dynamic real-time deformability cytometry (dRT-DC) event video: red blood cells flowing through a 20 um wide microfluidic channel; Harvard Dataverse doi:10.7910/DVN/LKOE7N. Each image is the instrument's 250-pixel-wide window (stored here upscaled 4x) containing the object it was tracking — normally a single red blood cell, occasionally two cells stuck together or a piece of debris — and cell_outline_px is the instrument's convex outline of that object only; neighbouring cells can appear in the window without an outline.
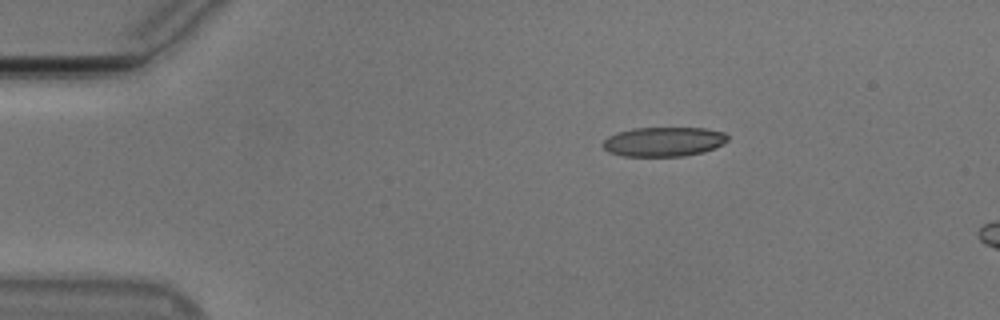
{"species": "Egyptian fruit bat (a non-hibernating species)", "species_latin": "Rousettus aegyptiacus", "temperature_condition": "cold", "stored_images_in_passage": 6, "camera_frame_rate_fps": 3000, "um_per_image_px": 0.085, "animal": {"sex": "male"}, "frame": {"image": 1, "passage_image": 1, "time_ms": 0.0, "image_size_px": [1000, 320], "cell_outline_px": [[728, 140], [716, 148], [704, 152], [684, 156], [624, 156], [608, 152], [600, 144], [608, 136], [616, 132], [632, 128], [704, 128], [724, 132], [728, 136]], "centroid_in_image_um": [56.4, 12.04], "position_along_channel_um": 28.6, "area_um2": 21.62}}